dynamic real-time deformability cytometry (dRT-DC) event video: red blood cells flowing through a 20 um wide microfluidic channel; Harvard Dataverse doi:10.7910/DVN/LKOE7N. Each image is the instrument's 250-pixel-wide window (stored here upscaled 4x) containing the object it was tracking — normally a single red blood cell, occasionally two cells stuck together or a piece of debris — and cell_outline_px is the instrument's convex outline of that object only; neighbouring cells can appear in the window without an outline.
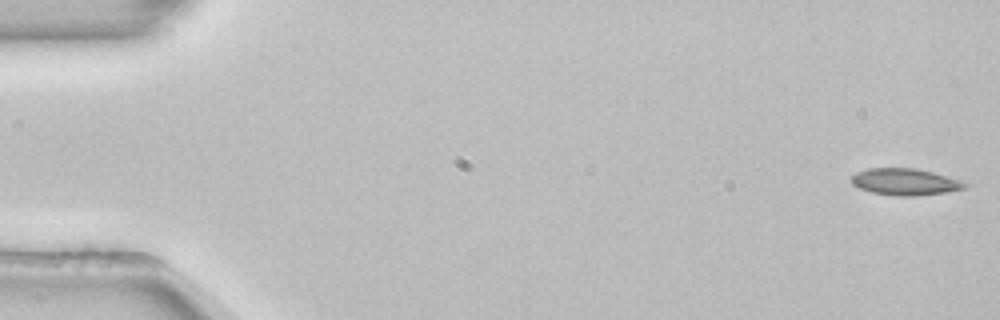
{"species": "common noctule bat (a hibernating species)", "species_latin": "Nyctalus noctula", "temperature_condition": "room temperature", "stored_images_in_passage": 53, "camera_frame_rate_fps": 3000, "um_per_image_px": 0.085, "animal": {"sex": "female", "body_mass_g": 22.7, "forearm_length_mm": 54.2}, "frame": {"image": 1, "passage_image": 1, "time_ms": 0.0, "image_size_px": [1000, 320], "cell_outline_px": [[968, 184], [964, 188], [944, 192], [916, 196], [896, 196], [872, 192], [860, 188], [852, 184], [852, 176], [856, 172], [868, 168], [916, 168], [932, 172]], "centroid_in_image_um": [76.86, 15.45], "position_along_channel_um": 8.1, "area_um2": 17.28}}
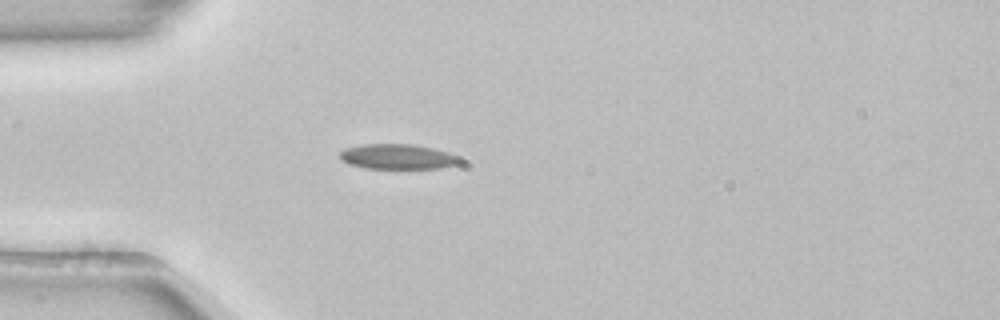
{"frame": {"image": 2, "passage_image": 15, "time_ms": 4.667, "image_size_px": [1000, 320], "cell_outline_px": [[464, 160], [460, 164], [440, 168], [364, 168], [348, 164], [340, 160], [340, 152], [348, 148], [360, 144], [412, 144], [432, 148], [448, 152], [460, 156]], "centroid_in_image_um": [33.84, 13.32], "position_along_channel_um": 51.2, "area_um2": 17.69}}
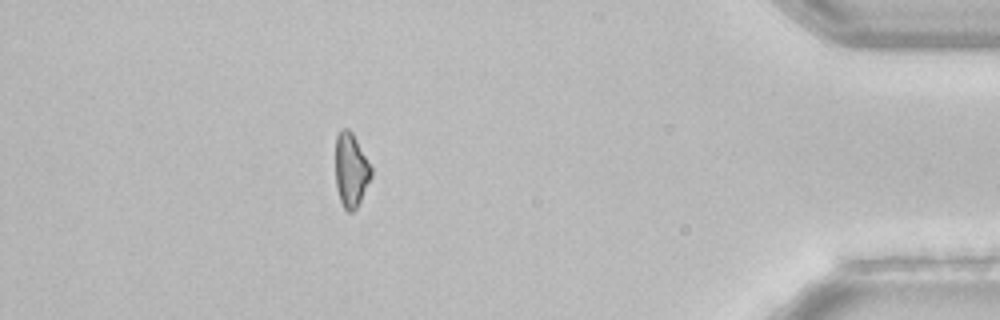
{"frame": {"image": 3, "passage_image": 47, "time_ms": 15.333, "image_size_px": [1000, 320], "cell_outline_px": [[372, 176], [356, 208], [352, 212], [348, 212], [344, 208], [340, 200], [336, 188], [336, 136], [340, 128], [348, 128], [352, 132], [372, 168]], "centroid_in_image_um": [29.82, 14.44], "position_along_channel_um": 405.4, "area_um2": 15.32}}